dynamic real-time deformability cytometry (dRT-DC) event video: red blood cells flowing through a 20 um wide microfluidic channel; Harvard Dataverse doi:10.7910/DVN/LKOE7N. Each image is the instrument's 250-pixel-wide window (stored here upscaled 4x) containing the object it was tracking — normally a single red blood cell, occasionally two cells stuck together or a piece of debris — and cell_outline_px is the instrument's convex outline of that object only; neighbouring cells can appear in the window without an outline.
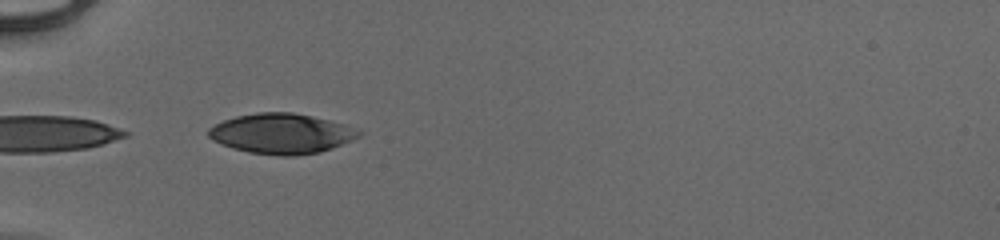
{"species": "human", "species_latin": "Homo sapiens", "temperature_condition": "cold", "stored_images_in_passage": 18, "camera_frame_rate_fps": 3000, "um_per_image_px": 0.085, "donor": {"sex": "male"}, "frame": {"image": 1, "passage_image": 1, "time_ms": 0.0, "image_size_px": [1000, 240], "cell_outline_px": [[360, 136], [332, 148], [320, 152], [296, 156], [276, 156], [248, 152], [232, 148], [220, 144], [212, 140], [208, 136], [208, 128], [224, 120], [236, 116], [256, 112], [292, 112], [312, 116], [328, 120], [340, 124], [360, 132]], "centroid_in_image_um": [23.85, 11.37], "position_along_channel_um": 61.2, "area_um2": 34.97}}
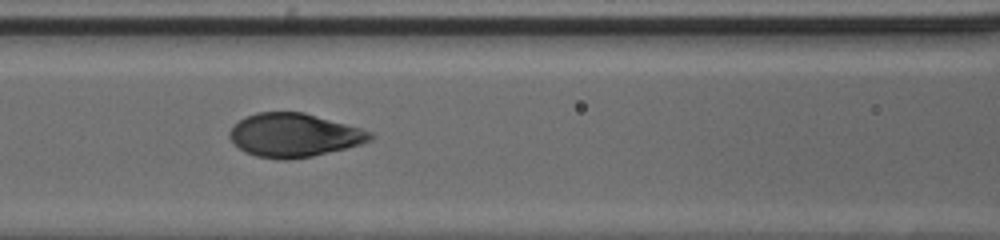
{"frame": {"image": 2, "passage_image": 8, "time_ms": 2.333, "image_size_px": [1000, 240], "cell_outline_px": [[372, 140], [360, 144], [312, 156], [288, 160], [280, 160], [256, 156], [244, 152], [228, 136], [228, 132], [244, 116], [256, 112], [304, 112], [360, 128], [372, 132]], "centroid_in_image_um": [24.96, 11.49], "position_along_channel_um": 141.6, "area_um2": 35.49}}
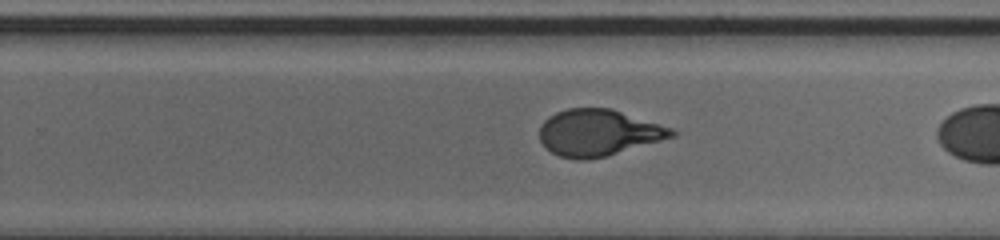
{"frame": {"image": 3, "passage_image": 16, "time_ms": 5.0, "image_size_px": [1000, 240], "cell_outline_px": [[676, 136], [608, 156], [588, 160], [576, 160], [560, 156], [552, 152], [540, 140], [540, 124], [548, 116], [564, 108], [612, 108], [676, 128]], "centroid_in_image_um": [50.91, 11.27], "position_along_channel_um": 278.9, "area_um2": 36.36}}